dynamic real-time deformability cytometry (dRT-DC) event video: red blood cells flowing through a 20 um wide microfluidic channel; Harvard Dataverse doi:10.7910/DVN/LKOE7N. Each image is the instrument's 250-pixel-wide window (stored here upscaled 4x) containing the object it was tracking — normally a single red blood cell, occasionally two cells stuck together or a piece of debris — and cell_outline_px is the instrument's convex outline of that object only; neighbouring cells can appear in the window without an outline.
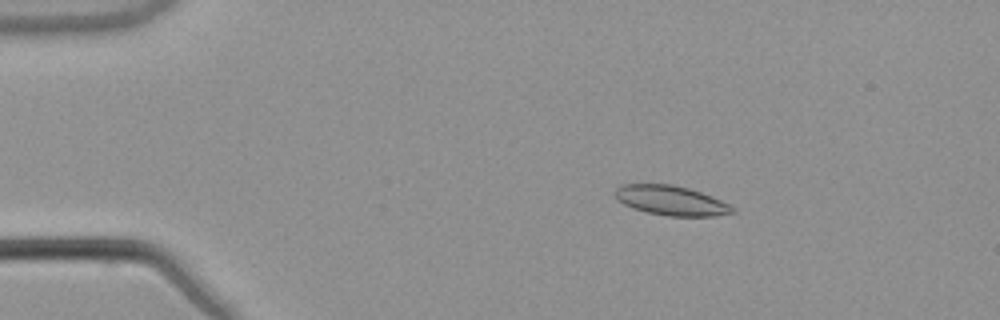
{"species": "common noctule bat (a hibernating species)", "species_latin": "Nyctalus noctula", "temperature_condition": "warm", "stored_images_in_passage": 52, "camera_frame_rate_fps": 3000, "um_per_image_px": 0.085, "animal": {"sex": "male", "body_mass_g": 21.5, "forearm_length_mm": 52.0}, "frame": {"image": 1, "passage_image": 8, "time_ms": 2.333, "image_size_px": [1000, 320], "cell_outline_px": [[736, 212], [716, 216], [668, 216], [648, 212], [632, 208], [616, 200], [616, 188], [620, 184], [672, 184], [688, 188], [712, 196], [736, 208]], "centroid_in_image_um": [57.05, 17.04], "position_along_channel_um": 28.0, "area_um2": 20.29}}
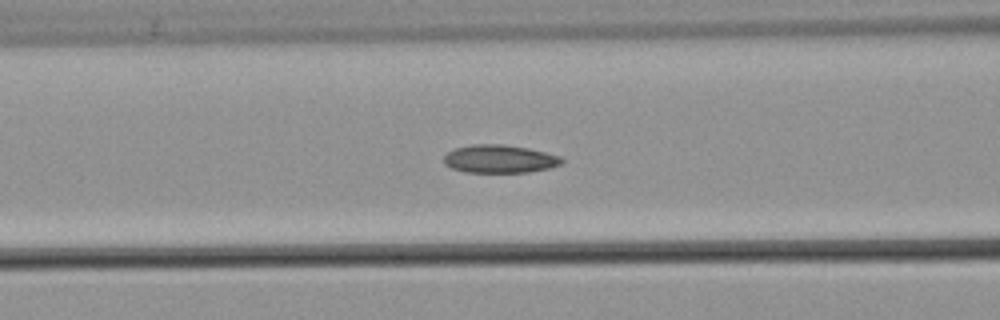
{"frame": {"image": 2, "passage_image": 21, "time_ms": 6.667, "image_size_px": [1000, 320], "cell_outline_px": [[564, 160], [560, 164], [548, 168], [528, 172], [464, 172], [452, 168], [444, 164], [444, 156], [448, 152], [456, 148], [472, 144], [504, 144], [528, 148], [560, 156]], "centroid_in_image_um": [42.45, 13.5], "position_along_channel_um": 124.2, "area_um2": 19.19}}
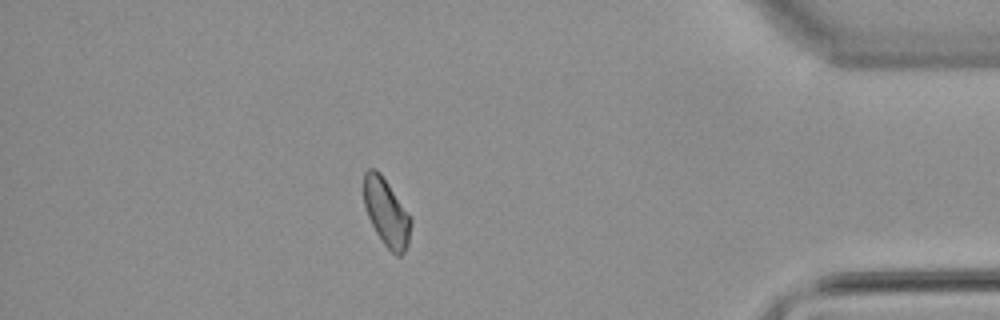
{"frame": {"image": 3, "passage_image": 46, "time_ms": 15.0, "image_size_px": [1000, 320], "cell_outline_px": [[412, 220], [408, 244], [404, 252], [400, 256], [396, 256], [384, 244], [376, 232], [368, 216], [364, 204], [364, 172], [368, 168], [376, 168], [380, 172]], "centroid_in_image_um": [32.83, 18.06], "position_along_channel_um": 402.4, "area_um2": 18.21}, "authors_computed_cell_mechanics": {"area_um2": 19.1607, "velocity_mm_per_s": 3.8226, "shape_relaxation_time_tau1_ms": null, "shape_relaxation_time_tau2_ms": 4.0129, "deformation_change_tau1": null, "deformation_change_tau2": 0.086}}